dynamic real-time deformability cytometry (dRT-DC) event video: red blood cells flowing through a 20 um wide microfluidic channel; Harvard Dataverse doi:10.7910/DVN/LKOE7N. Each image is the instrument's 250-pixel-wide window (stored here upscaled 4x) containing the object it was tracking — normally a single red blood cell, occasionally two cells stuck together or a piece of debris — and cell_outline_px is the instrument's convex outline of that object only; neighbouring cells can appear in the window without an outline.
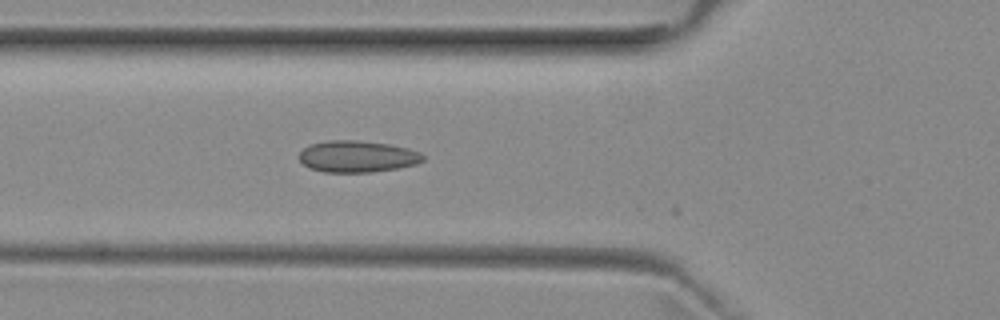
{"species": "common noctule bat (a hibernating species)", "species_latin": "Nyctalus noctula", "temperature_condition": "room temperature", "stored_images_in_passage": 8, "camera_frame_rate_fps": 3000, "um_per_image_px": 0.085, "animal": {"sex": "female", "body_mass_g": 29.2, "forearm_length_mm": 56.3}, "frame": {"image": 1, "passage_image": 7, "time_ms": 2.0, "image_size_px": [1000, 320], "cell_outline_px": [[424, 160], [416, 164], [396, 168], [372, 172], [324, 172], [308, 168], [300, 160], [300, 152], [304, 148], [312, 144], [328, 140], [356, 140], [388, 144], [408, 148], [420, 152], [424, 156]], "centroid_in_image_um": [30.37, 13.3], "position_along_channel_um": 95.4, "area_um2": 22.72}}